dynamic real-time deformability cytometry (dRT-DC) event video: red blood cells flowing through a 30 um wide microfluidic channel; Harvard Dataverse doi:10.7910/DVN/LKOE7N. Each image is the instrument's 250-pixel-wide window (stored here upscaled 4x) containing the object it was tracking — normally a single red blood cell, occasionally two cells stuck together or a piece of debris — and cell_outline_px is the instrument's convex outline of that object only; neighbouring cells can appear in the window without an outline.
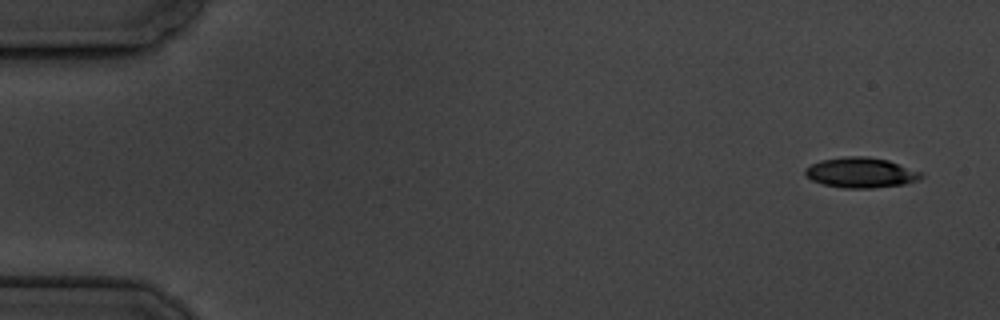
{"species": "common noctule bat (a hibernating species)", "species_latin": "Nyctalus noctula", "temperature_condition": "cold", "stored_images_in_passage": 5, "camera_frame_rate_fps": 3000, "um_per_image_px": 0.085, "animal": {"sex": "male", "body_mass_g": 19.5, "forearm_length_mm": 54.6}, "frame": {"image": 1, "passage_image": 1, "time_ms": 0.0, "image_size_px": [1000, 320], "cell_outline_px": [[924, 176], [920, 180], [904, 184], [872, 188], [844, 188], [824, 184], [812, 180], [804, 172], [804, 168], [820, 160], [848, 156], [868, 156], [888, 160], [924, 172]], "centroid_in_image_um": [73.23, 14.67], "position_along_channel_um": 11.8, "area_um2": 20.58}}
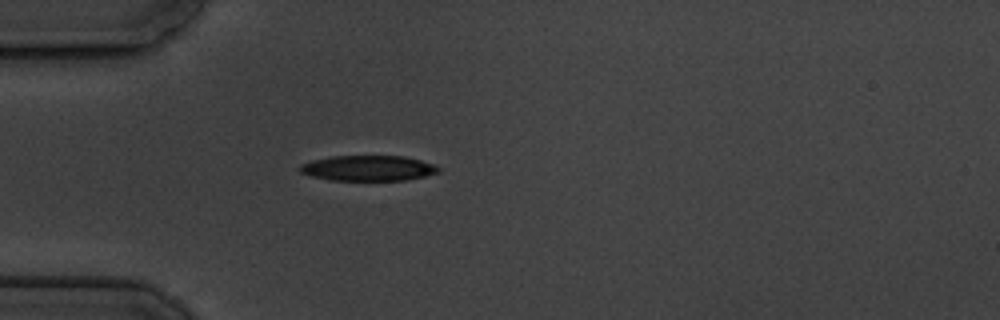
{"frame": {"image": 2, "passage_image": 5, "time_ms": 4.667, "image_size_px": [1000, 320], "cell_outline_px": [[440, 172], [424, 176], [404, 180], [328, 180], [312, 176], [300, 172], [300, 164], [312, 160], [332, 156], [404, 156], [420, 160], [432, 164], [440, 168]], "centroid_in_image_um": [31.28, 14.29], "position_along_channel_um": 53.7, "area_um2": 20.4}}